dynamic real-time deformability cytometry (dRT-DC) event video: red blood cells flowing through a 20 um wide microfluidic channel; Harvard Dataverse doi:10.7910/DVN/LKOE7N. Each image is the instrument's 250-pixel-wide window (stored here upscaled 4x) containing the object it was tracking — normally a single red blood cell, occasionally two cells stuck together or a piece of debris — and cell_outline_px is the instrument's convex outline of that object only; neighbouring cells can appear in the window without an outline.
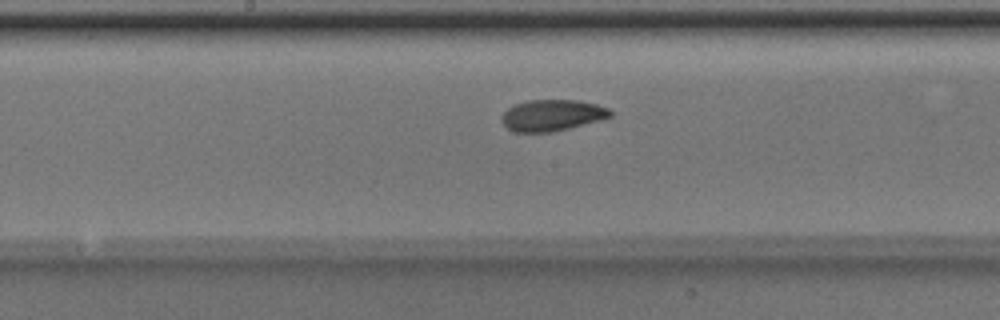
{"species": "Egyptian fruit bat (a non-hibernating species)", "species_latin": "Rousettus aegyptiacus", "temperature_condition": "room temperature", "stored_images_in_passage": 38, "camera_frame_rate_fps": 3000, "um_per_image_px": 0.085, "animal": {"sex": "male"}, "frame": {"image": 1, "passage_image": 18, "time_ms": 5.667, "image_size_px": [1000, 320], "cell_outline_px": [[612, 116], [600, 120], [552, 132], [512, 132], [500, 120], [504, 112], [508, 108], [516, 104], [528, 100], [580, 100], [596, 104], [608, 108], [612, 112]], "centroid_in_image_um": [46.92, 9.8], "position_along_channel_um": 201.3, "area_um2": 19.77}}
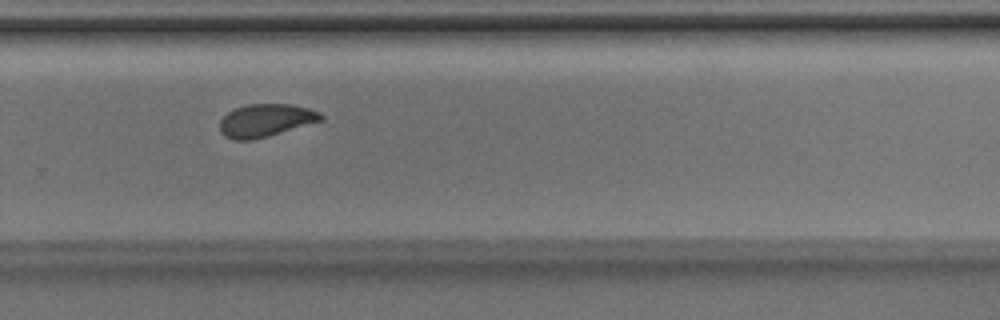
{"frame": {"image": 2, "passage_image": 26, "time_ms": 8.333, "image_size_px": [1000, 320], "cell_outline_px": [[324, 120], [268, 136], [252, 140], [232, 140], [224, 136], [220, 132], [220, 120], [228, 112], [236, 108], [248, 104], [292, 104], [308, 108], [320, 112], [324, 116]], "centroid_in_image_um": [22.59, 10.24], "position_along_channel_um": 307.2, "area_um2": 19.42}}
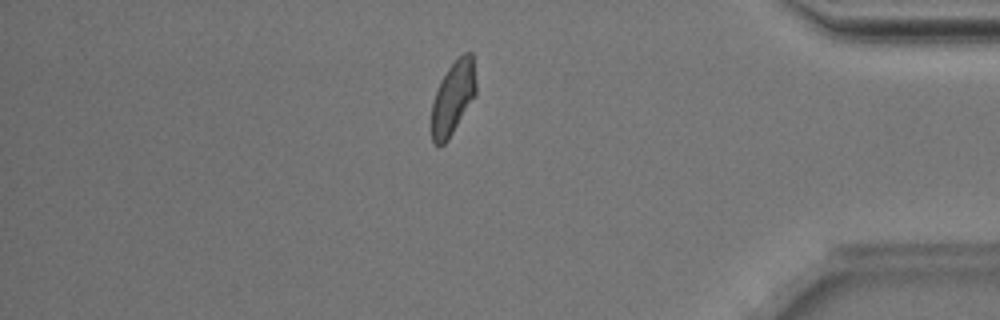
{"frame": {"image": 3, "passage_image": 35, "time_ms": 11.333, "image_size_px": [1000, 320], "cell_outline_px": [[476, 96], [448, 140], [444, 144], [436, 144], [432, 140], [432, 104], [436, 88], [440, 80], [448, 68], [464, 52], [472, 52], [476, 84]], "centroid_in_image_um": [38.52, 8.3], "position_along_channel_um": 396.7, "area_um2": 19.02}, "authors_computed_cell_mechanics": {"area_um2": 19.7676, "velocity_mm_per_s": 3.9967, "shape_relaxation_time_tau1_ms": 2.5814, "shape_relaxation_time_tau2_ms": 1.8306, "deformation_change_tau1": 0.143, "deformation_change_tau2": 0.0681}}